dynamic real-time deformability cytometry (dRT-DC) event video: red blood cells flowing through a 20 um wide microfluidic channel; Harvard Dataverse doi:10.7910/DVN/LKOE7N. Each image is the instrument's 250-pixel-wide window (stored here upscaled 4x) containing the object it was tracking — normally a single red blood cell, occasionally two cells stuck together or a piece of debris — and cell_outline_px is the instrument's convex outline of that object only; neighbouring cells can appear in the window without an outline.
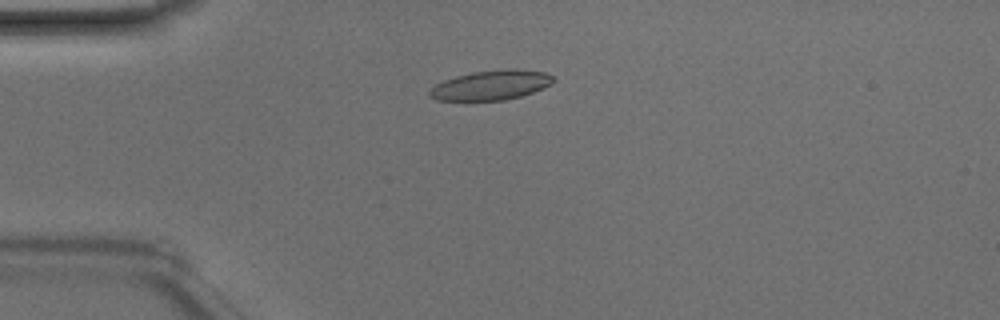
{"species": "Egyptian fruit bat (a non-hibernating species)", "species_latin": "Rousettus aegyptiacus", "temperature_condition": "room temperature", "stored_images_in_passage": 48, "camera_frame_rate_fps": 3000, "um_per_image_px": 0.085, "animal": {"sex": "male"}, "frame": {"image": 1, "passage_image": 12, "time_ms": 3.667, "image_size_px": [1000, 320], "cell_outline_px": [[556, 80], [532, 92], [520, 96], [504, 100], [436, 100], [428, 96], [428, 92], [436, 84], [444, 80], [456, 76], [472, 72], [516, 68], [544, 72], [552, 76]], "centroid_in_image_um": [41.7, 7.23], "position_along_channel_um": 43.3, "area_um2": 21.1}}
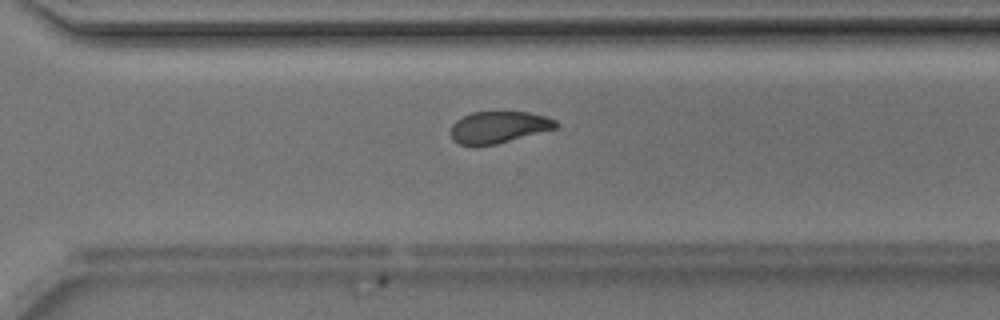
{"frame": {"image": 2, "passage_image": 34, "time_ms": 11.0, "image_size_px": [1000, 320], "cell_outline_px": [[560, 124], [556, 128], [496, 144], [472, 148], [460, 144], [452, 136], [452, 124], [456, 120], [472, 112], [528, 112], [544, 116], [556, 120]], "centroid_in_image_um": [42.38, 10.83], "position_along_channel_um": 328.2, "area_um2": 19.48}}
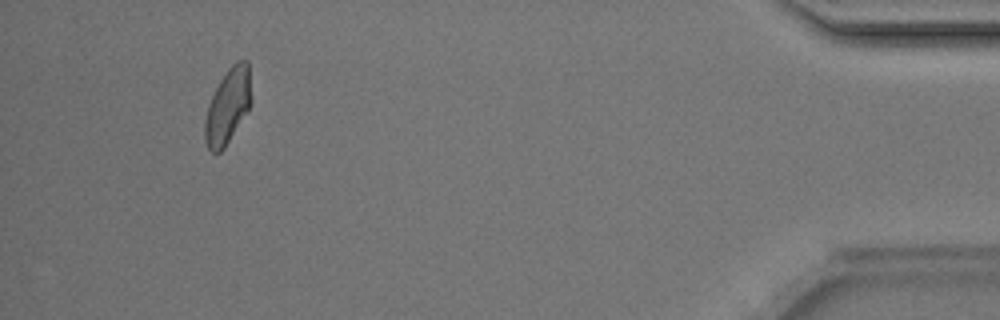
{"frame": {"image": 3, "passage_image": 45, "time_ms": 14.667, "image_size_px": [1000, 320], "cell_outline_px": [[252, 100], [248, 108], [224, 148], [220, 152], [212, 152], [208, 148], [204, 140], [204, 120], [208, 104], [220, 80], [228, 68], [236, 60], [248, 60]], "centroid_in_image_um": [19.35, 8.99], "position_along_channel_um": 415.8, "area_um2": 20.11}, "authors_computed_cell_mechanics": {"area_um2": 20.9236, "velocity_mm_per_s": 4.2073, "shape_relaxation_time_tau1_ms": 4.2662, "shape_relaxation_time_tau2_ms": 2.3383, "deformation_change_tau1": 0.1235, "deformation_change_tau2": 0.0757}}